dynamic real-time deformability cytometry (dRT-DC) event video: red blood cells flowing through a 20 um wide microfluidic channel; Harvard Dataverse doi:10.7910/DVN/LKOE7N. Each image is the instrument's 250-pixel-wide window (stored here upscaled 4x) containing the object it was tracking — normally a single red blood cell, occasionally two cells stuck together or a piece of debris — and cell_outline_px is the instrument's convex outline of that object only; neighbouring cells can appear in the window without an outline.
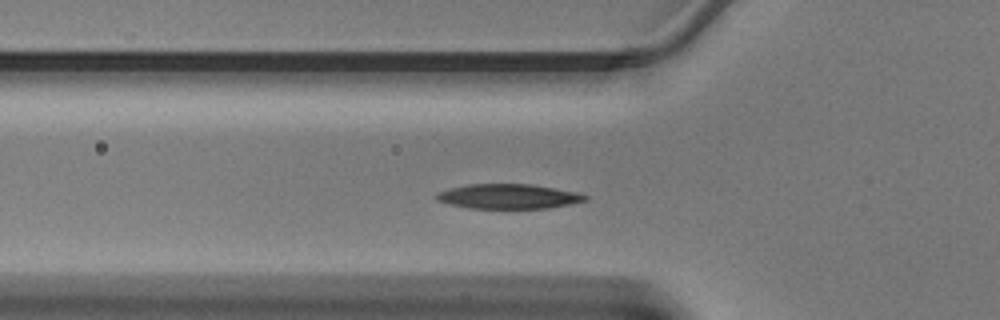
{"species": "Egyptian fruit bat (a non-hibernating species)", "species_latin": "Rousettus aegyptiacus", "temperature_condition": "warm", "stored_images_in_passage": 35, "segment_of_instrument_passage": [1, 2], "camera_frame_rate_fps": 3000, "um_per_image_px": 0.085, "animal": {"sex": "male"}, "frame": {"image": 1, "passage_image": 4, "time_ms": 1.0, "image_size_px": [1000, 320], "cell_outline_px": [[588, 200], [548, 208], [468, 208], [448, 204], [436, 200], [436, 192], [448, 188], [468, 184], [532, 184], [556, 188], [576, 192], [588, 196]], "centroid_in_image_um": [43.18, 16.69], "position_along_channel_um": 82.6, "area_um2": 21.5}}
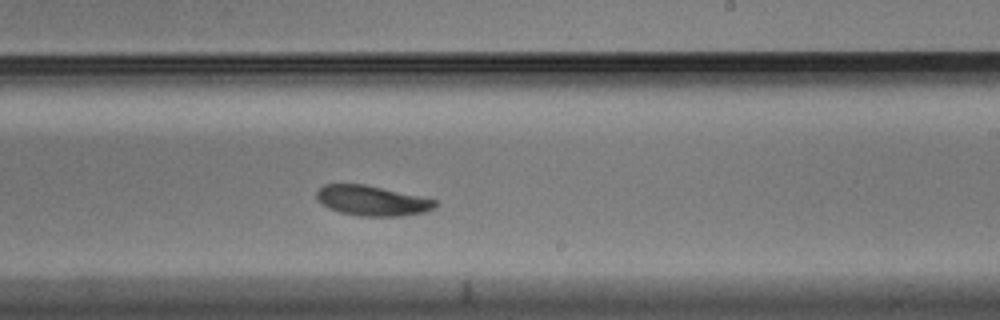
{"frame": {"image": 2, "passage_image": 16, "time_ms": 5.0, "image_size_px": [1000, 320], "cell_outline_px": [[436, 204], [432, 208], [424, 212], [400, 216], [360, 216], [340, 212], [328, 208], [316, 200], [316, 192], [324, 184], [364, 184], [420, 196], [436, 200]], "centroid_in_image_um": [31.57, 17.05], "position_along_channel_um": 257.4, "area_um2": 20.63}}
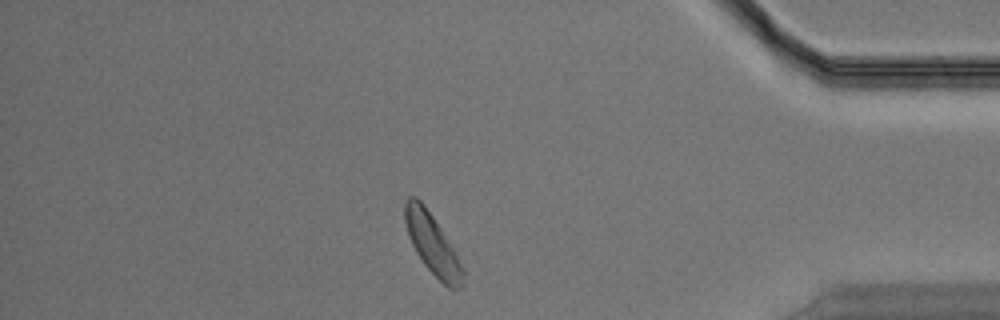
{"frame": {"image": 3, "passage_image": 28, "time_ms": 9.0, "image_size_px": [1000, 320], "cell_outline_px": [[464, 284], [460, 288], [448, 288], [424, 264], [416, 252], [408, 236], [404, 220], [404, 200], [408, 196], [416, 196], [424, 204], [456, 252], [464, 268]], "centroid_in_image_um": [36.75, 20.74], "position_along_channel_um": 398.5, "area_um2": 20.35}}